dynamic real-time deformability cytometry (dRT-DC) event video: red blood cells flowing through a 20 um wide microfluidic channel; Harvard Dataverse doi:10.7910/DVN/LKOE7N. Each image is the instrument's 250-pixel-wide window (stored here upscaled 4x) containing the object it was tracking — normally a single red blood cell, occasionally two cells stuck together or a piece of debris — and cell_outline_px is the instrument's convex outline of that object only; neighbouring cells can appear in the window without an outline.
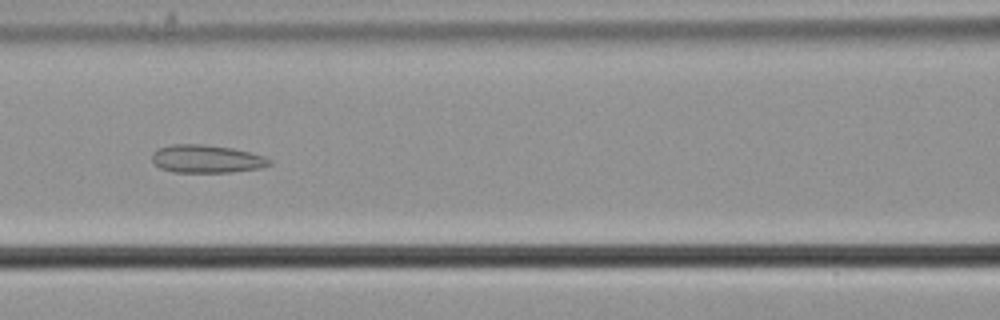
{"species": "common noctule bat (a hibernating species)", "species_latin": "Nyctalus noctula", "temperature_condition": "cold", "stored_images_in_passage": 56, "camera_frame_rate_fps": 3000, "um_per_image_px": 0.085, "animal": {"sex": "male", "body_mass_g": 21.5, "forearm_length_mm": 52.0}, "frame": {"image": 1, "passage_image": 25, "time_ms": 8.0, "image_size_px": [1000, 320], "cell_outline_px": [[272, 164], [260, 168], [232, 172], [172, 172], [160, 168], [152, 160], [152, 152], [160, 148], [172, 144], [204, 144], [232, 148], [252, 152], [264, 156], [272, 160]], "centroid_in_image_um": [17.58, 13.5], "position_along_channel_um": 149.0, "area_um2": 19.25}}
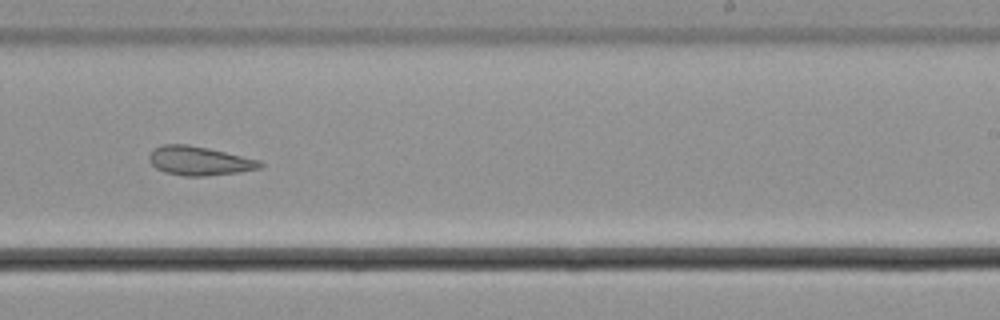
{"frame": {"image": 2, "passage_image": 35, "time_ms": 11.333, "image_size_px": [1000, 320], "cell_outline_px": [[264, 164], [260, 168], [240, 172], [204, 176], [184, 176], [164, 172], [156, 168], [148, 160], [148, 156], [152, 148], [164, 144], [188, 144], [208, 148], [260, 160]], "centroid_in_image_um": [16.91, 13.67], "position_along_channel_um": 272.1, "area_um2": 18.84}}
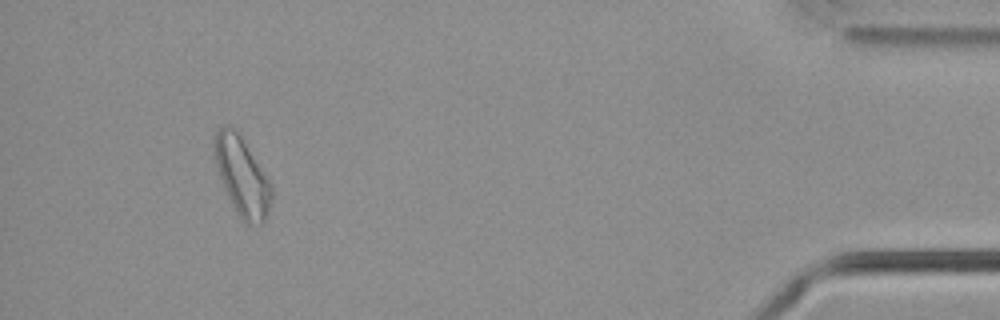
{"frame": {"image": 3, "passage_image": 52, "time_ms": 17.0, "image_size_px": [1000, 320], "cell_outline_px": [[272, 196], [268, 212], [264, 220], [260, 224], [248, 224], [236, 212], [228, 196], [220, 176], [216, 164], [212, 148], [212, 144], [216, 132], [224, 124], [228, 124], [236, 128], [272, 184]], "centroid_in_image_um": [20.56, 14.93], "position_along_channel_um": 414.6, "area_um2": 26.01}, "authors_computed_cell_mechanics": {"area_um2": 22.542, "velocity_mm_per_s": 3.702, "shape_relaxation_time_tau1_ms": null, "shape_relaxation_time_tau2_ms": 2.0227, "deformation_change_tau1": null, "deformation_change_tau2": 0.088}}